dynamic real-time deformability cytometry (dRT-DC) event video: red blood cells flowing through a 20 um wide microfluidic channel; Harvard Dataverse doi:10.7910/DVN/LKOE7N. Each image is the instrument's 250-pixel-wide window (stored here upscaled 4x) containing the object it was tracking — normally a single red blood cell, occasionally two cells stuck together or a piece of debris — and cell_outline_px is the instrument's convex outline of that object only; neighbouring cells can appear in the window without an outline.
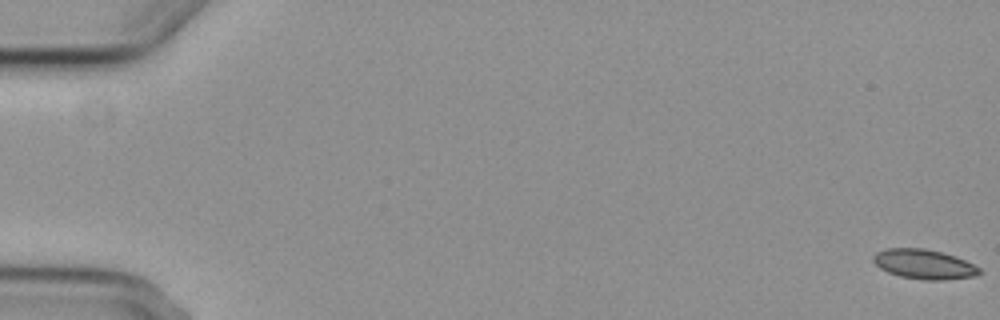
{"species": "common noctule bat (a hibernating species)", "species_latin": "Nyctalus noctula", "temperature_condition": "cold", "stored_images_in_passage": 7, "camera_frame_rate_fps": 3000, "um_per_image_px": 0.085, "animal": {"sex": "female", "body_mass_g": 29.2, "forearm_length_mm": 56.3}, "frame": {"image": 1, "passage_image": 1, "time_ms": 0.0, "image_size_px": [1000, 320], "cell_outline_px": [[984, 272], [976, 276], [944, 280], [924, 280], [900, 276], [888, 272], [880, 268], [872, 260], [872, 256], [876, 252], [888, 248], [924, 248], [956, 256], [980, 268]], "centroid_in_image_um": [78.55, 22.46], "position_along_channel_um": 6.4, "area_um2": 18.38}}